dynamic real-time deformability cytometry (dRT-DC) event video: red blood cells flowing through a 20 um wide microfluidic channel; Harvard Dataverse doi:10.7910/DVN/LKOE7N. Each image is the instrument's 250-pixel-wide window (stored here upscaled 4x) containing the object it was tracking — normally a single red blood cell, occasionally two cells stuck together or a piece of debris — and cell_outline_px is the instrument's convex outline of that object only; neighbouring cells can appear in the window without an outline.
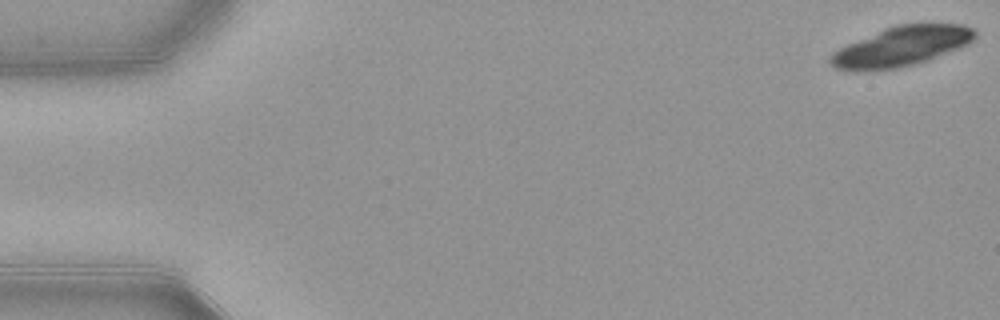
{"species": "common noctule bat (a hibernating species)", "species_latin": "Nyctalus noctula", "temperature_condition": "warm", "stored_images_in_passage": 19, "camera_frame_rate_fps": 3000, "um_per_image_px": 0.085, "animal": {"sex": "female", "body_mass_g": 21.9}, "frame": {"image": 1, "passage_image": 1, "time_ms": 0.0, "image_size_px": [1000, 320], "cell_outline_px": [[976, 36], [968, 44], [960, 48], [928, 60], [900, 68], [872, 72], [836, 68], [828, 64], [828, 56], [832, 52], [848, 44], [884, 28], [896, 24], [964, 24], [972, 28], [976, 32]], "centroid_in_image_um": [76.6, 3.96], "position_along_channel_um": 8.4, "area_um2": 33.7}}